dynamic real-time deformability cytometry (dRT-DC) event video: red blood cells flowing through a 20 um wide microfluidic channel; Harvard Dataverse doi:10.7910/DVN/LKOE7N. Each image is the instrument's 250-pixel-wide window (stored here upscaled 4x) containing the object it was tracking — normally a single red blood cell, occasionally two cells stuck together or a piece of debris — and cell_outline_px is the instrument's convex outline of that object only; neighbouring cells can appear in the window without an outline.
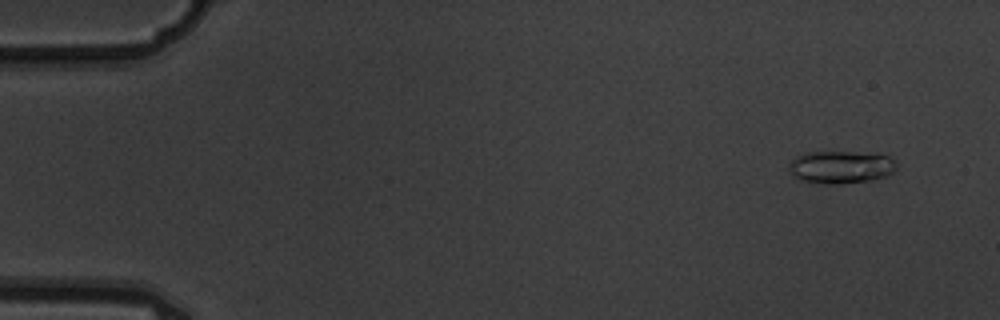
{"species": "common noctule bat (a hibernating species)", "species_latin": "Nyctalus noctula", "temperature_condition": "warm", "stored_images_in_passage": 5, "camera_frame_rate_fps": 3000, "um_per_image_px": 0.085, "animal": {"sex": "male", "body_mass_g": 19.5, "forearm_length_mm": 54.6}, "frame": {"image": 1, "passage_image": 1, "time_ms": 0.0, "image_size_px": [1000, 320], "cell_outline_px": [[896, 168], [892, 172], [884, 176], [872, 180], [840, 184], [824, 184], [804, 180], [788, 172], [788, 164], [796, 156], [804, 152], [852, 152], [888, 156], [896, 160]], "centroid_in_image_um": [71.45, 14.2], "position_along_channel_um": 13.6, "area_um2": 20.35}}